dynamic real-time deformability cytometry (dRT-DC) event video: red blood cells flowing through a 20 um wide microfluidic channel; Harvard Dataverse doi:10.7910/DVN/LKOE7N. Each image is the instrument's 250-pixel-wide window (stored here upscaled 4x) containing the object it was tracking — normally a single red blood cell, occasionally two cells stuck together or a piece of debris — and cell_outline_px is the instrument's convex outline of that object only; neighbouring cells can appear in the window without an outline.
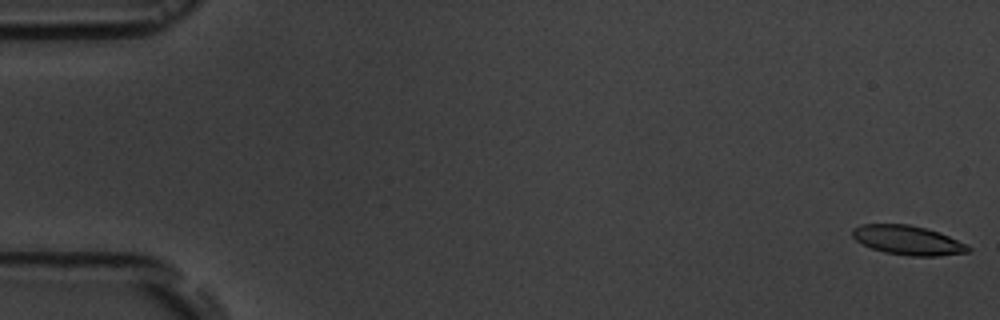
{"species": "common noctule bat (a hibernating species)", "species_latin": "Nyctalus noctula", "temperature_condition": "room temperature", "stored_images_in_passage": 7, "camera_frame_rate_fps": 3000, "um_per_image_px": 0.085, "animal": {"sex": "male", "body_mass_g": 19.5, "forearm_length_mm": 54.6}, "frame": {"image": 1, "passage_image": 1, "time_ms": 0.0, "image_size_px": [1000, 320], "cell_outline_px": [[972, 248], [968, 252], [940, 256], [908, 256], [884, 252], [872, 248], [856, 240], [852, 236], [852, 228], [864, 224], [908, 224], [924, 228], [948, 236]], "centroid_in_image_um": [77.14, 20.43], "position_along_channel_um": 7.9, "area_um2": 19.48}}
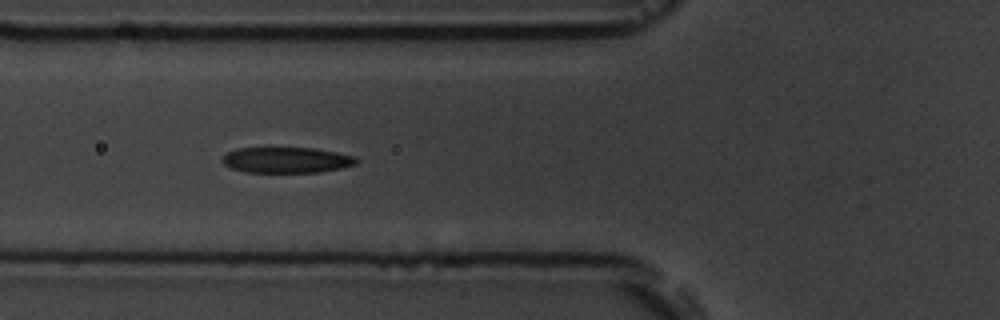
{"frame": {"image": 2, "passage_image": 6, "time_ms": 6.667, "image_size_px": [1000, 320], "cell_outline_px": [[360, 160], [356, 164], [340, 168], [320, 172], [244, 172], [232, 168], [224, 164], [220, 160], [228, 152], [236, 148], [316, 148], [356, 156]], "centroid_in_image_um": [24.38, 13.6], "position_along_channel_um": 101.4, "area_um2": 20.17}}
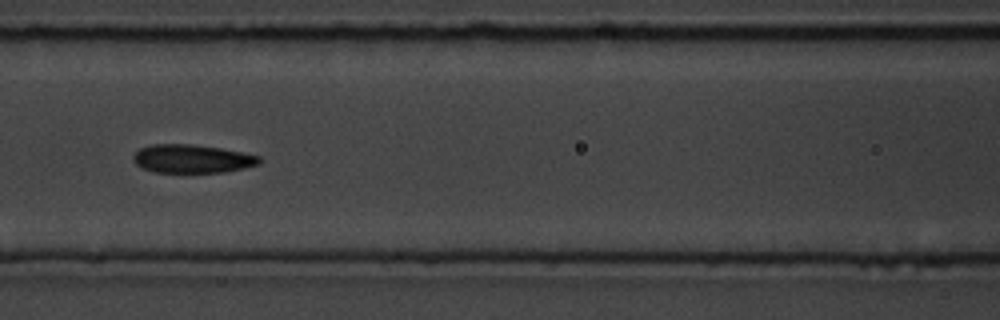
{"frame": {"image": 3, "passage_image": 7, "time_ms": 8.0, "image_size_px": [1000, 320], "cell_outline_px": [[260, 164], [244, 168], [224, 172], [152, 172], [140, 168], [132, 160], [132, 156], [140, 148], [152, 144], [188, 144], [220, 148], [260, 156]], "centroid_in_image_um": [16.28, 13.5], "position_along_channel_um": 150.3, "area_um2": 20.87}}